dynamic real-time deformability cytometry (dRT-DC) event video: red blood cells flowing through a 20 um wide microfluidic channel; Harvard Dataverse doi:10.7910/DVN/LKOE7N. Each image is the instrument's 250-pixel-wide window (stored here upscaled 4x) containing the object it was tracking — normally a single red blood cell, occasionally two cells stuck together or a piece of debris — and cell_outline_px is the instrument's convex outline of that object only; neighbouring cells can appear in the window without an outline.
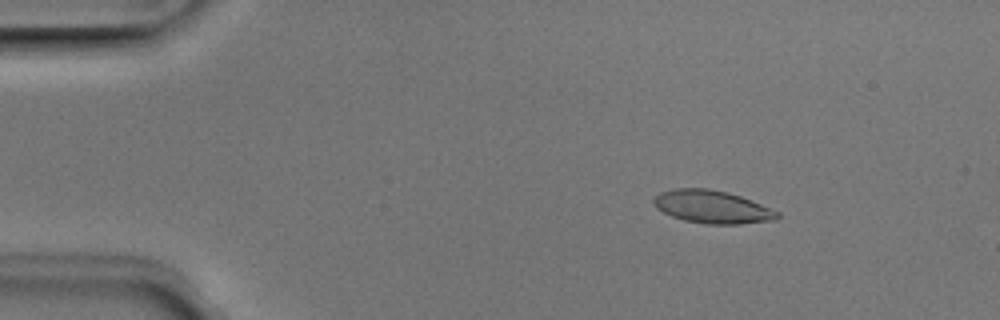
{"species": "Egyptian fruit bat (a non-hibernating species)", "species_latin": "Rousettus aegyptiacus", "temperature_condition": "room temperature", "stored_images_in_passage": 51, "camera_frame_rate_fps": 3000, "um_per_image_px": 0.085, "animal": {"sex": "male"}, "frame": {"image": 1, "passage_image": 8, "time_ms": 2.333, "image_size_px": [1000, 320], "cell_outline_px": [[780, 216], [776, 220], [740, 224], [704, 224], [684, 220], [672, 216], [656, 208], [652, 200], [660, 192], [676, 188], [708, 188], [728, 192], [740, 196], [780, 212]], "centroid_in_image_um": [60.54, 17.59], "position_along_channel_um": 24.5, "area_um2": 23.7}}
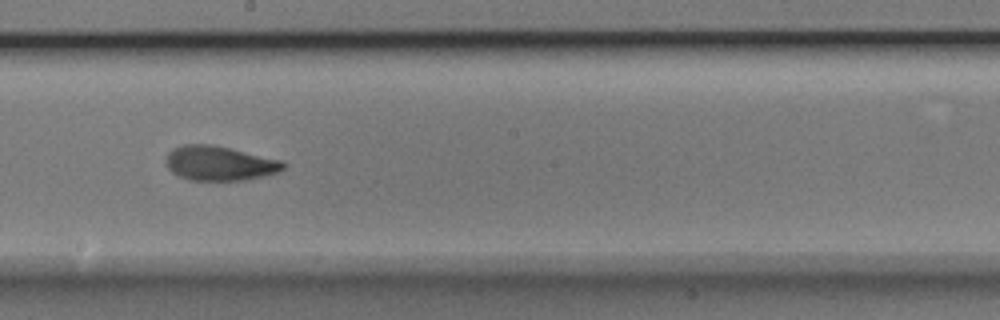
{"frame": {"image": 2, "passage_image": 29, "time_ms": 9.333, "image_size_px": [1000, 320], "cell_outline_px": [[288, 164], [284, 168], [276, 172], [244, 180], [192, 180], [180, 176], [172, 172], [168, 168], [164, 160], [168, 152], [172, 148], [184, 144], [212, 144], [284, 160]], "centroid_in_image_um": [18.65, 13.86], "position_along_channel_um": 229.6, "area_um2": 23.7}}
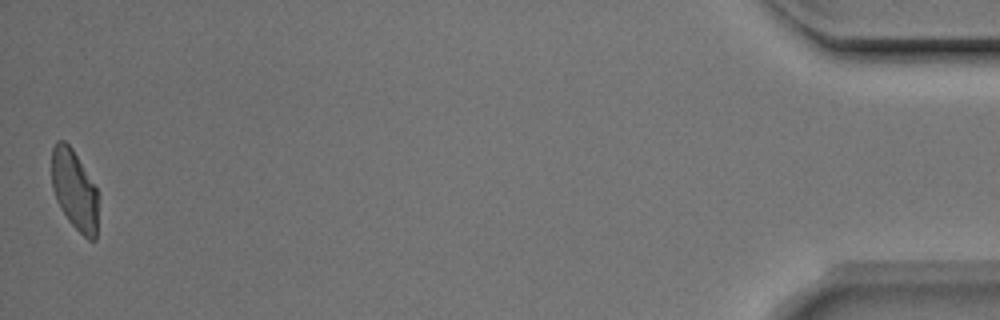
{"frame": {"image": 3, "passage_image": 51, "time_ms": 16.667, "image_size_px": [1000, 320], "cell_outline_px": [[96, 240], [88, 240], [68, 220], [60, 208], [56, 200], [52, 188], [52, 148], [56, 140], [64, 140], [72, 148], [96, 188]], "centroid_in_image_um": [6.29, 16.12], "position_along_channel_um": 428.9, "area_um2": 21.27}, "authors_computed_cell_mechanics": {"area_um2": 23.3512, "velocity_mm_per_s": 3.982, "shape_relaxation_time_tau1_ms": 3.1185, "shape_relaxation_time_tau2_ms": 1.1746, "deformation_change_tau1": 0.1448, "deformation_change_tau2": 0.0672}}